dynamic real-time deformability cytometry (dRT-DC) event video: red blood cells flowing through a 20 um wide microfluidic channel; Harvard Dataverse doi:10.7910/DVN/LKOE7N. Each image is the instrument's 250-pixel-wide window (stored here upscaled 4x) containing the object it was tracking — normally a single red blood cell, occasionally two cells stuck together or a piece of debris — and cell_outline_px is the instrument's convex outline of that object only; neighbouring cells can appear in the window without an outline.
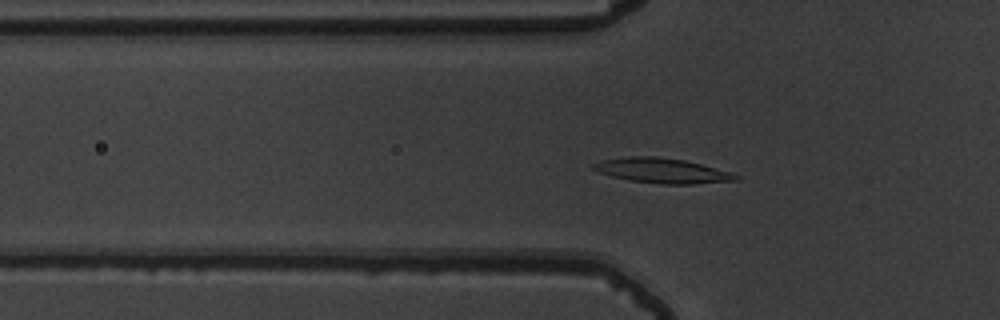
{"species": "common noctule bat (a hibernating species)", "species_latin": "Nyctalus noctula", "temperature_condition": "warm", "stored_images_in_passage": 55, "camera_frame_rate_fps": 3000, "um_per_image_px": 0.085, "animal": {"sex": "male", "body_mass_g": 19.5, "forearm_length_mm": 54.6}, "frame": {"image": 1, "passage_image": 19, "time_ms": 6.0, "image_size_px": [1000, 320], "cell_outline_px": [[740, 180], [692, 184], [660, 184], [628, 180], [612, 176], [600, 172], [592, 168], [592, 164], [604, 160], [628, 156], [656, 156], [684, 160], [700, 164], [728, 172], [740, 176]], "centroid_in_image_um": [56.28, 14.51], "position_along_channel_um": 69.5, "area_um2": 20.46}}
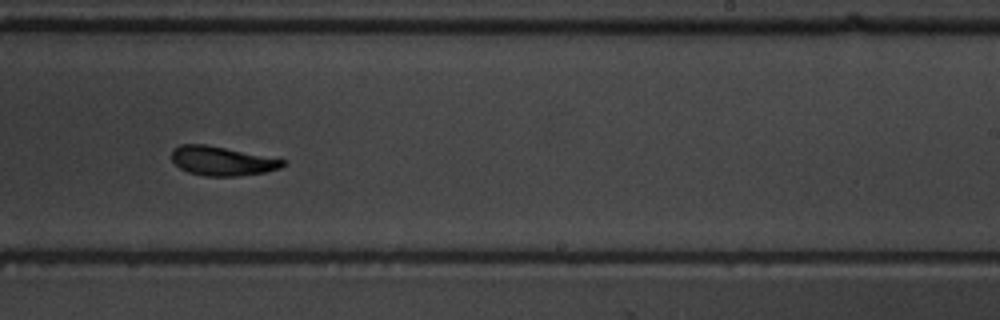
{"frame": {"image": 2, "passage_image": 35, "time_ms": 11.333, "image_size_px": [1000, 320], "cell_outline_px": [[288, 160], [280, 168], [264, 172], [236, 176], [204, 176], [188, 172], [180, 168], [172, 160], [172, 148], [180, 144], [204, 144]], "centroid_in_image_um": [18.85, 13.68], "position_along_channel_um": 270.1, "area_um2": 18.79}}
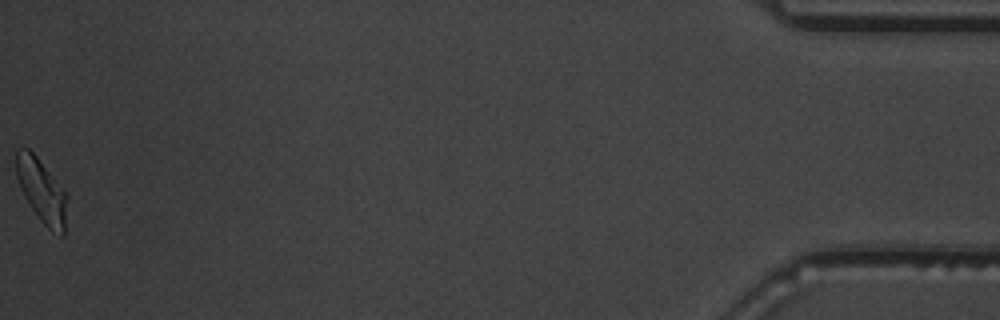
{"frame": {"image": 3, "passage_image": 55, "time_ms": 18.0, "image_size_px": [1000, 320], "cell_outline_px": [[68, 200], [64, 236], [60, 236], [52, 232], [40, 220], [24, 196], [20, 188], [16, 176], [16, 148], [28, 148], [36, 156], [64, 188], [68, 196]], "centroid_in_image_um": [3.57, 16.23], "position_along_channel_um": 431.6, "area_um2": 19.13}, "authors_computed_cell_mechanics": {"area_um2": 19.1896, "velocity_mm_per_s": 3.7888, "shape_relaxation_time_tau1_ms": 3.5739, "shape_relaxation_time_tau2_ms": 1.2807, "deformation_change_tau1": 0.1384, "deformation_change_tau2": 0.0705}}